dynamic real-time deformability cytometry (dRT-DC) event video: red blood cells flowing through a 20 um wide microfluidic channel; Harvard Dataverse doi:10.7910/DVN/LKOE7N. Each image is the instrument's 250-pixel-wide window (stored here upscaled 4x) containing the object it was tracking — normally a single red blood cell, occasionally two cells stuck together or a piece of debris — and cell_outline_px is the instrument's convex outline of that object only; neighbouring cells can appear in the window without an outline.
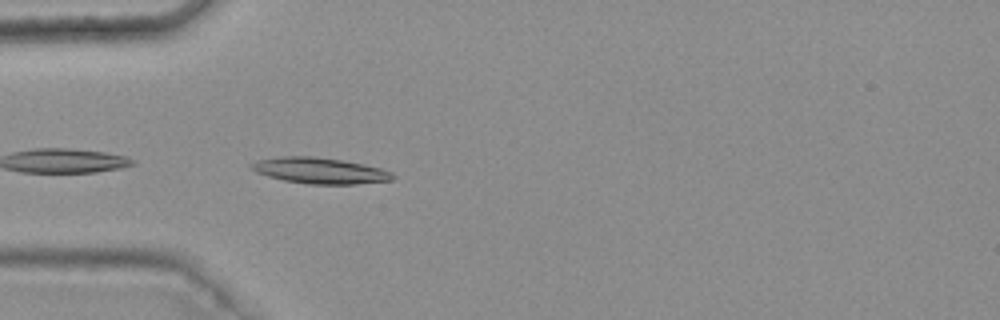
{"species": "common noctule bat (a hibernating species)", "species_latin": "Nyctalus noctula", "temperature_condition": "warm", "stored_images_in_passage": 4, "camera_frame_rate_fps": 3000, "um_per_image_px": 0.085, "animal": {"sex": "female", "body_mass_g": 25.1}, "frame": {"image": 1, "passage_image": 1, "time_ms": 0.0, "image_size_px": [1000, 320], "cell_outline_px": [[396, 176], [392, 180], [356, 184], [308, 184], [284, 180], [268, 176], [256, 172], [248, 168], [248, 164], [256, 160], [280, 156], [312, 156], [340, 160], [364, 164], [380, 168], [392, 172]], "centroid_in_image_um": [27.15, 14.5], "position_along_channel_um": 57.9, "area_um2": 21.5}}